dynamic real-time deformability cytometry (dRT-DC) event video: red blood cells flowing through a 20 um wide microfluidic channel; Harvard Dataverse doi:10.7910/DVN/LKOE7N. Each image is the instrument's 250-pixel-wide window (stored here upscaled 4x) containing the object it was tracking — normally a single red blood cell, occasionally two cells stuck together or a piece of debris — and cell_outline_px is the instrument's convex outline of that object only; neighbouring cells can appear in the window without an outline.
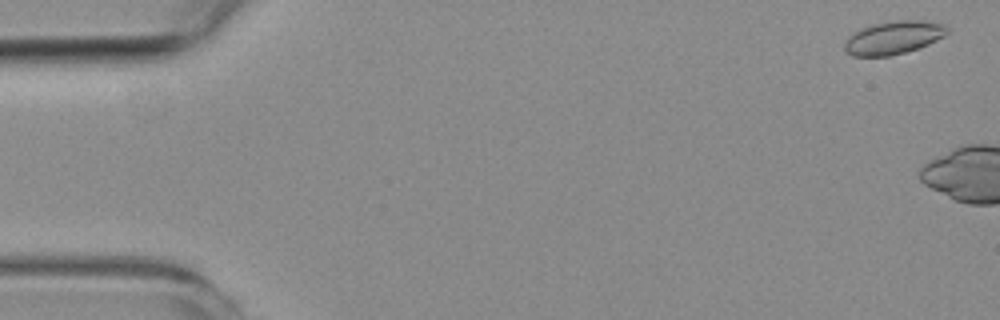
{"species": "common noctule bat (a hibernating species)", "species_latin": "Nyctalus noctula", "temperature_condition": "room temperature", "stored_images_in_passage": 2, "camera_frame_rate_fps": 3000, "um_per_image_px": 0.085, "animal": {"sex": "female", "body_mass_g": 19.3, "forearm_length_mm": 54.1}, "frame": {"image": 1, "passage_image": 1, "time_ms": 0.0, "image_size_px": [1000, 320], "cell_outline_px": [[948, 32], [944, 36], [920, 48], [892, 56], [852, 56], [844, 48], [844, 44], [848, 36], [852, 32], [872, 24], [896, 20], [924, 20], [944, 24], [948, 28]], "centroid_in_image_um": [75.95, 3.2], "position_along_channel_um": 9.1, "area_um2": 20.0}}